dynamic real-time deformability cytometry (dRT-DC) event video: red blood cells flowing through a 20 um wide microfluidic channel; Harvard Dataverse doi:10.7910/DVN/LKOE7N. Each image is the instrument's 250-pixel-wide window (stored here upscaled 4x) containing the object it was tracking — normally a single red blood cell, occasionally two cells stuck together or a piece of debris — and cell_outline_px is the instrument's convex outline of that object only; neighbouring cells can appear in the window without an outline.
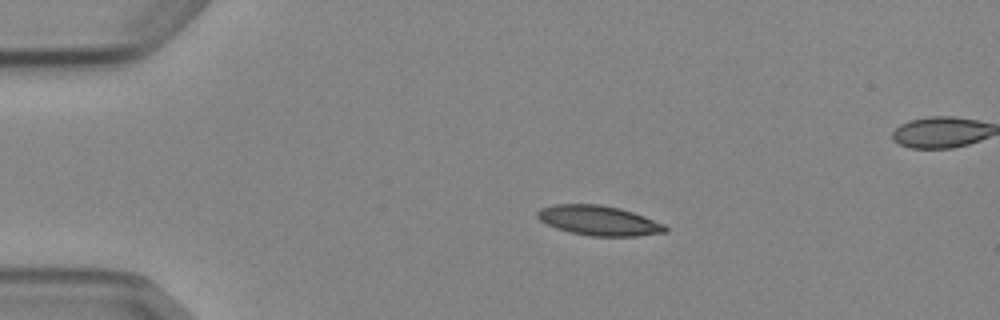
{"species": "Egyptian fruit bat (a non-hibernating species)", "species_latin": "Rousettus aegyptiacus", "temperature_condition": "cold", "stored_images_in_passage": 3, "camera_frame_rate_fps": 3000, "um_per_image_px": 0.085, "animal": {"sex": "female"}, "frame": {"image": 1, "passage_image": 1, "time_ms": 0.0, "image_size_px": [1000, 320], "cell_outline_px": [[668, 232], [636, 236], [588, 236], [556, 228], [540, 220], [536, 216], [536, 212], [540, 208], [556, 204], [600, 204], [620, 208], [644, 216], [664, 224], [668, 228]], "centroid_in_image_um": [50.9, 18.74], "position_along_channel_um": 34.1, "area_um2": 22.2}}